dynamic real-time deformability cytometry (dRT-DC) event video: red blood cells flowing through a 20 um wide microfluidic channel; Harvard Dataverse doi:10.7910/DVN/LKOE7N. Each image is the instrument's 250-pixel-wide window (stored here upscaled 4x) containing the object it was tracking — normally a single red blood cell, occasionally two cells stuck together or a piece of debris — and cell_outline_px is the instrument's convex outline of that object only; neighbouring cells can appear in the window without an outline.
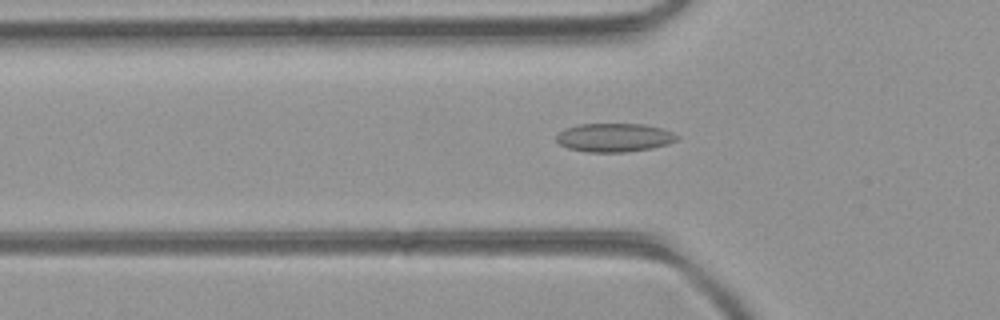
{"species": "common noctule bat (a hibernating species)", "species_latin": "Nyctalus noctula", "temperature_condition": "room temperature", "stored_images_in_passage": 42, "camera_frame_rate_fps": 3000, "um_per_image_px": 0.085, "animal": {"sex": "female", "body_mass_g": 21.9}, "frame": {"image": 1, "passage_image": 8, "time_ms": 2.333, "image_size_px": [1000, 320], "cell_outline_px": [[680, 136], [676, 140], [668, 144], [652, 148], [624, 152], [588, 152], [568, 148], [560, 144], [556, 140], [556, 136], [564, 128], [580, 124], [644, 124], [660, 128], [672, 132]], "centroid_in_image_um": [52.21, 11.69], "position_along_channel_um": 73.6, "area_um2": 20.06}}
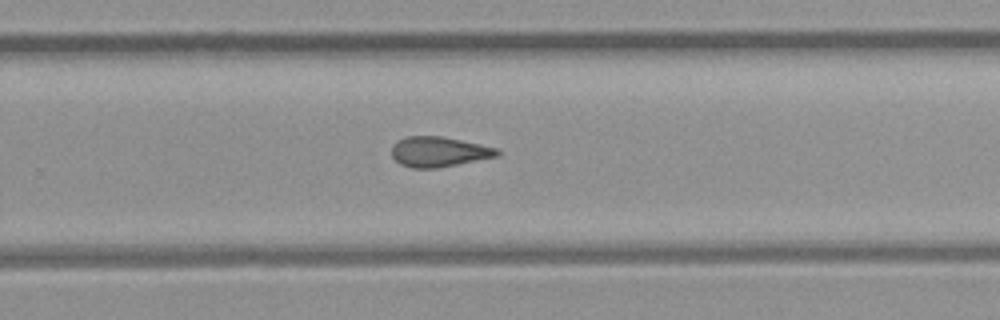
{"frame": {"image": 2, "passage_image": 24, "time_ms": 7.667, "image_size_px": [1000, 320], "cell_outline_px": [[500, 156], [436, 168], [412, 168], [400, 164], [392, 156], [392, 144], [404, 136], [444, 136], [500, 148]], "centroid_in_image_um": [37.33, 12.89], "position_along_channel_um": 292.5, "area_um2": 18.79}}
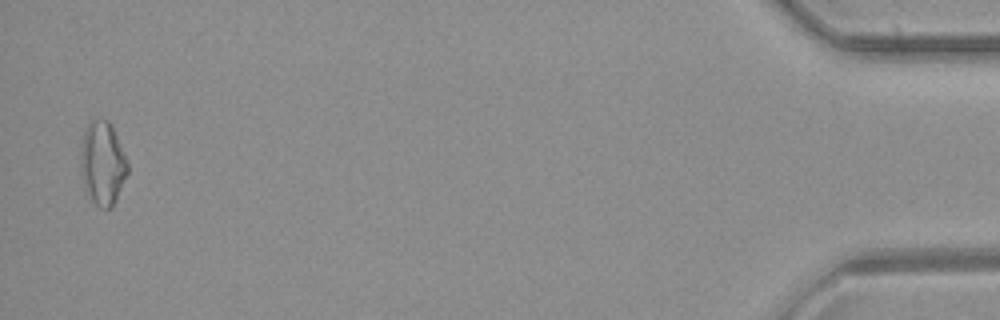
{"frame": {"image": 3, "passage_image": 41, "time_ms": 13.333, "image_size_px": [1000, 320], "cell_outline_px": [[128, 172], [112, 208], [100, 208], [92, 200], [84, 184], [80, 172], [80, 156], [84, 128], [92, 120], [108, 120], [112, 124], [128, 164]], "centroid_in_image_um": [8.71, 13.86], "position_along_channel_um": 426.5, "area_um2": 22.72}, "authors_computed_cell_mechanics": {"area_um2": 18.9584, "velocity_mm_per_s": 4.0918, "shape_relaxation_time_tau1_ms": null, "shape_relaxation_time_tau2_ms": 4.1367, "deformation_change_tau1": null, "deformation_change_tau2": 0.1271}}